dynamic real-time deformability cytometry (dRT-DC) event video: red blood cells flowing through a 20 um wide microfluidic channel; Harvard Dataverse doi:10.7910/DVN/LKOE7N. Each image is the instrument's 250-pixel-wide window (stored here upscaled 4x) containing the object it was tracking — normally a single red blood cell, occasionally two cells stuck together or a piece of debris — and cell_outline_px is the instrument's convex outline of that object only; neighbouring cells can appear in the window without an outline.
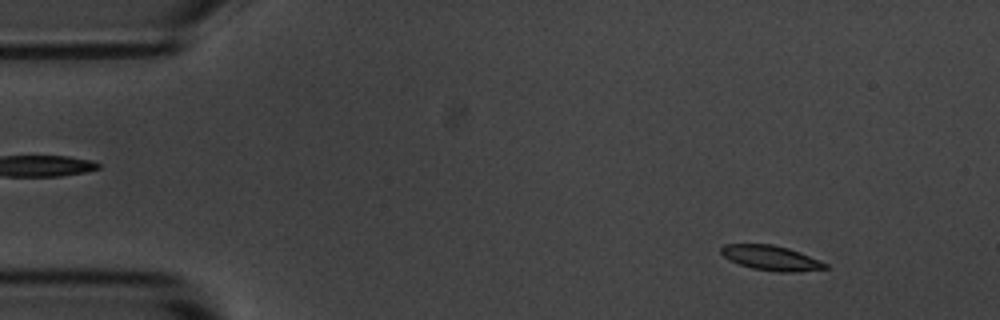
{"species": "common noctule bat (a hibernating species)", "species_latin": "Nyctalus noctula", "temperature_condition": "room temperature", "stored_images_in_passage": 6, "camera_frame_rate_fps": 3000, "um_per_image_px": 0.085, "animal": {"sex": "male", "body_mass_g": 20.1, "forearm_length_mm": 53.5}, "frame": {"image": 1, "passage_image": 2, "time_ms": 1.0, "image_size_px": [1000, 320], "cell_outline_px": [[828, 268], [796, 272], [780, 272], [752, 268], [740, 264], [724, 256], [720, 252], [720, 248], [724, 244], [772, 244], [788, 248], [800, 252], [820, 260], [828, 264]], "centroid_in_image_um": [65.56, 21.92], "position_along_channel_um": 19.4, "area_um2": 14.97}}